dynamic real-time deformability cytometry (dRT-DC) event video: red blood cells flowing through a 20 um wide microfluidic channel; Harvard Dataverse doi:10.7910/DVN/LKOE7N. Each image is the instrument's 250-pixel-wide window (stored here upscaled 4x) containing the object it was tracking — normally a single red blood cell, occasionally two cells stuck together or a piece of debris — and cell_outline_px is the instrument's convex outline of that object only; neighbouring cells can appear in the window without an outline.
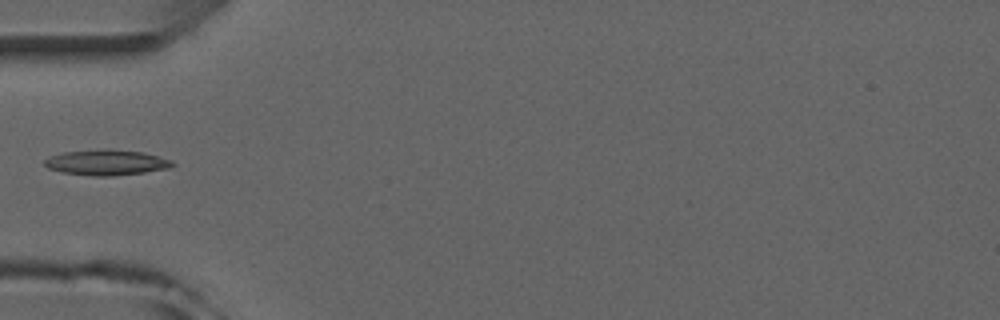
{"species": "common noctule bat (a hibernating species)", "species_latin": "Nyctalus noctula", "temperature_condition": "room temperature", "stored_images_in_passage": 3, "camera_frame_rate_fps": 3000, "um_per_image_px": 0.085, "animal": {"sex": "male", "forearm_length_mm": 52.5}, "frame": {"image": 1, "passage_image": 2, "time_ms": 1.0, "image_size_px": [1000, 320], "cell_outline_px": [[176, 164], [168, 168], [144, 172], [112, 176], [92, 176], [60, 172], [48, 168], [44, 164], [44, 160], [52, 156], [64, 152], [104, 148], [108, 148], [140, 152], [172, 160]], "centroid_in_image_um": [9.03, 13.81], "position_along_channel_um": 76.0, "area_um2": 18.96}}
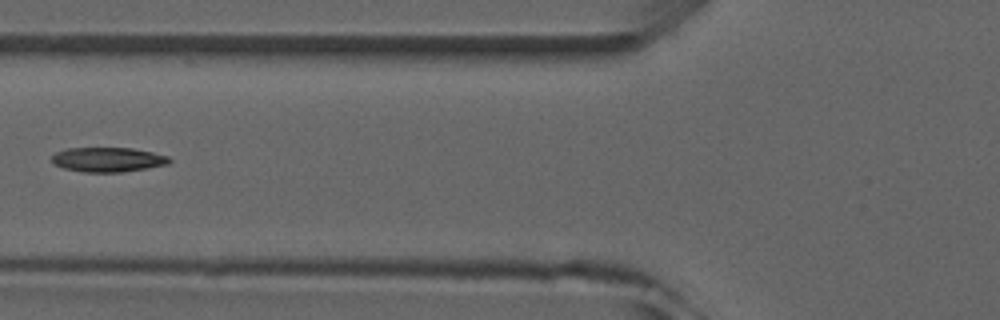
{"frame": {"image": 2, "passage_image": 3, "time_ms": 2.0, "image_size_px": [1000, 320], "cell_outline_px": [[172, 160], [168, 164], [148, 168], [120, 172], [84, 172], [64, 168], [56, 164], [52, 160], [52, 156], [56, 152], [68, 148], [132, 148], [152, 152], [168, 156]], "centroid_in_image_um": [9.2, 13.56], "position_along_channel_um": 116.6, "area_um2": 16.7}}